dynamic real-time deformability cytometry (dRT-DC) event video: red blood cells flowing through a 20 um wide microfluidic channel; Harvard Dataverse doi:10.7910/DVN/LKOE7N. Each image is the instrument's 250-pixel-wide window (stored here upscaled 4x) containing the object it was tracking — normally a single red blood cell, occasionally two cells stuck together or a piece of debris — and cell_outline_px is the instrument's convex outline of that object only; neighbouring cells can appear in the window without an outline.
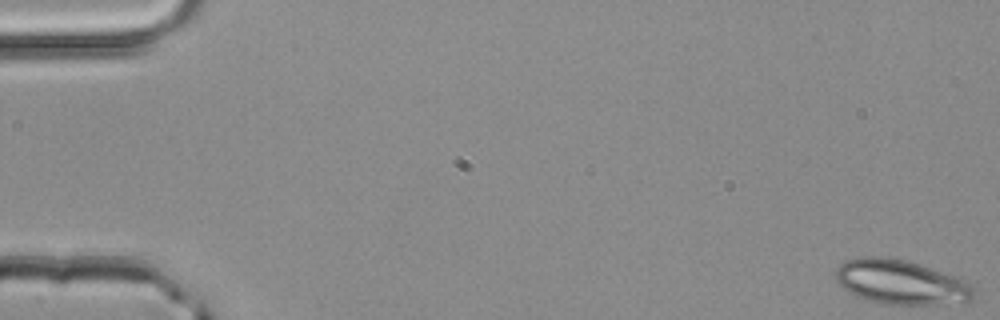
{"species": "common noctule bat (a hibernating species)", "species_latin": "Nyctalus noctula", "temperature_condition": "room temperature", "stored_images_in_passage": 52, "segment_of_instrument_passage": [1, 2], "camera_frame_rate_fps": 3000, "um_per_image_px": 0.085, "animal": {"sex": "male", "body_mass_g": 20.4}, "frame": {"image": 1, "passage_image": 1, "time_ms": 0.0, "image_size_px": [1000, 320], "cell_outline_px": [[976, 292], [972, 300], [940, 304], [888, 304], [868, 300], [856, 296], [844, 288], [836, 280], [836, 268], [844, 260], [860, 256], [880, 256], [904, 260], [964, 280], [972, 284], [976, 288]], "centroid_in_image_um": [76.55, 23.98], "position_along_channel_um": 8.5, "area_um2": 35.37}}
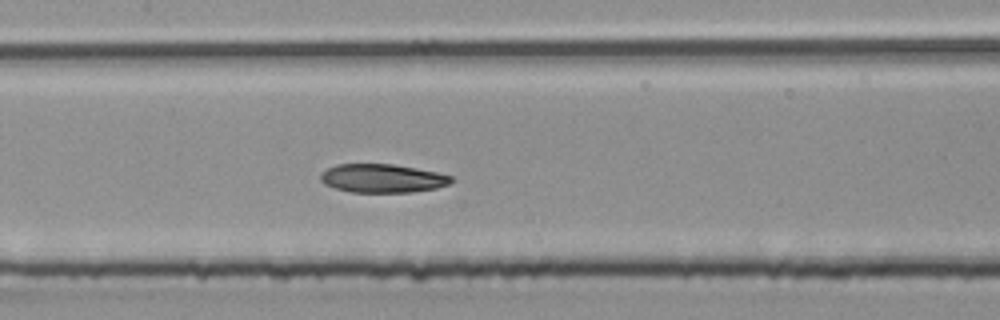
{"frame": {"image": 2, "passage_image": 25, "time_ms": 8.0, "image_size_px": [1000, 320], "cell_outline_px": [[452, 180], [448, 184], [436, 188], [412, 192], [352, 192], [336, 188], [324, 184], [320, 180], [320, 176], [328, 168], [336, 164], [392, 164], [416, 168], [436, 172], [452, 176]], "centroid_in_image_um": [32.5, 15.15], "position_along_channel_um": 174.9, "area_um2": 21.56}}
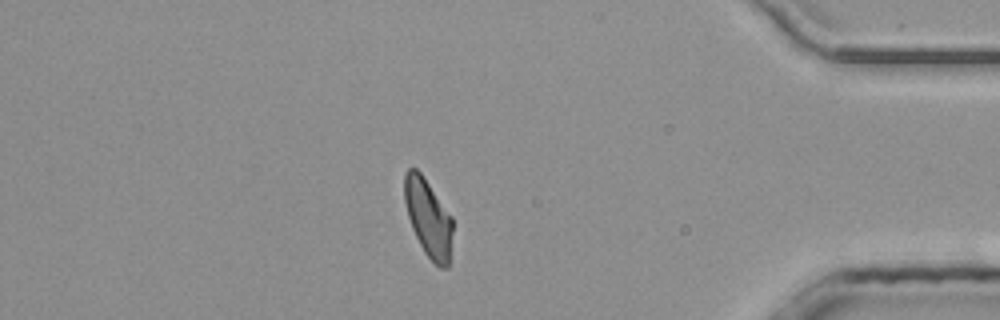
{"frame": {"image": 3, "passage_image": 44, "time_ms": 14.333, "image_size_px": [1000, 320], "cell_outline_px": [[452, 232], [448, 268], [440, 268], [424, 252], [412, 228], [408, 216], [404, 200], [404, 172], [408, 168], [416, 168], [420, 172], [452, 216]], "centroid_in_image_um": [36.39, 18.5], "position_along_channel_um": 398.8, "area_um2": 21.62}}